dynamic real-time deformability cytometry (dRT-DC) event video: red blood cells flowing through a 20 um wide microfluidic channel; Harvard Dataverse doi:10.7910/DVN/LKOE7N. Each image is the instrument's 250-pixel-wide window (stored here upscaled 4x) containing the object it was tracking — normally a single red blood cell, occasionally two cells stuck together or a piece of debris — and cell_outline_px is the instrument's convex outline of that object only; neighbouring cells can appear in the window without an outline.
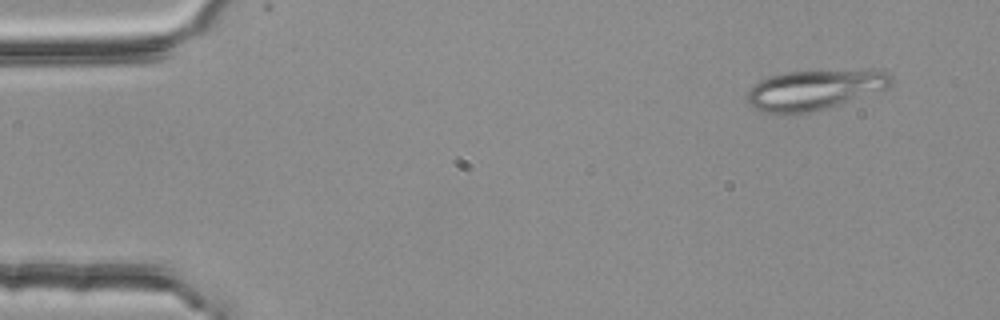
{"species": "common noctule bat (a hibernating species)", "species_latin": "Nyctalus noctula", "temperature_condition": "room temperature", "stored_images_in_passage": 3, "camera_frame_rate_fps": 3000, "um_per_image_px": 0.085, "animal": {"sex": "female", "body_mass_g": 25.1}, "frame": {"image": 1, "passage_image": 1, "time_ms": 0.0, "image_size_px": [1000, 320], "cell_outline_px": [[892, 84], [884, 88], [812, 112], [792, 116], [764, 112], [752, 108], [748, 104], [748, 92], [752, 84], [760, 80], [784, 72], [872, 68], [888, 72], [892, 76]], "centroid_in_image_um": [69.18, 7.62], "position_along_channel_um": 15.8, "area_um2": 33.93}}